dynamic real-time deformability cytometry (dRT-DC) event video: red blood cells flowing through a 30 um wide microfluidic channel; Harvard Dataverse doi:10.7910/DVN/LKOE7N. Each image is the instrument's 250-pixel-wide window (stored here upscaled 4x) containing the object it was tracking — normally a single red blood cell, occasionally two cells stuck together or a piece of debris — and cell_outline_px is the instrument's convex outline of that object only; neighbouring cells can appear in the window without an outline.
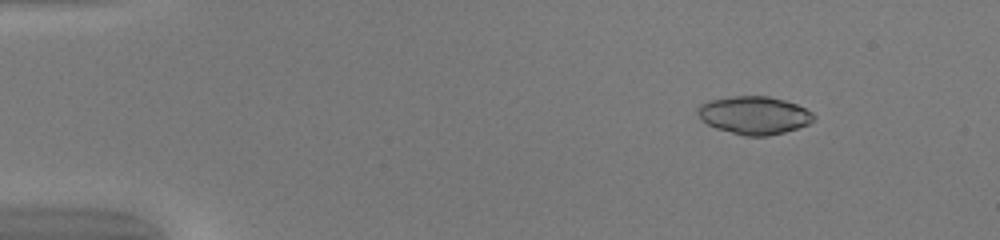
{"species": "common noctule bat (a hibernating species)", "species_latin": "Nyctalus noctula", "temperature_condition": "warm", "stored_images_in_passage": 50, "camera_frame_rate_fps": 3000, "um_per_image_px": 0.085, "animal": {"sex": "female", "body_mass_g": 20.0, "forearm_length_mm": 54.0}, "frame": {"image": 1, "passage_image": 7, "time_ms": 2.0, "image_size_px": [1000, 240], "cell_outline_px": [[816, 120], [808, 124], [784, 132], [768, 136], [744, 136], [716, 128], [700, 120], [696, 112], [696, 108], [700, 104], [708, 100], [732, 96], [768, 96], [784, 100], [796, 104], [812, 112], [816, 116]], "centroid_in_image_um": [64.08, 9.79], "position_along_channel_um": 20.9, "area_um2": 25.84}}
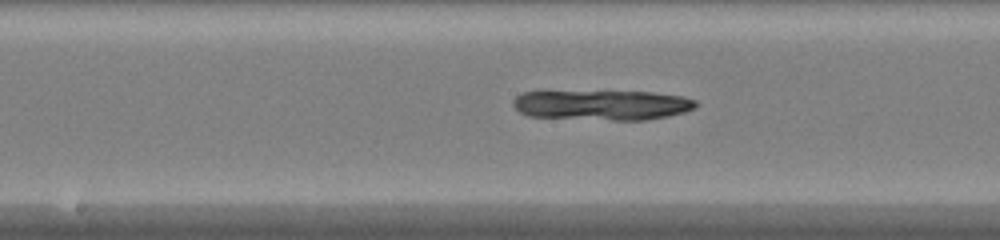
{"frame": {"image": 2, "passage_image": 27, "time_ms": 8.667, "image_size_px": [1000, 240], "cell_outline_px": [[696, 108], [684, 112], [668, 116], [644, 120], [612, 120], [528, 116], [520, 112], [512, 104], [512, 100], [520, 92], [652, 92], [684, 96], [696, 100]], "centroid_in_image_um": [51.2, 8.93], "position_along_channel_um": 197.0, "area_um2": 31.85}}
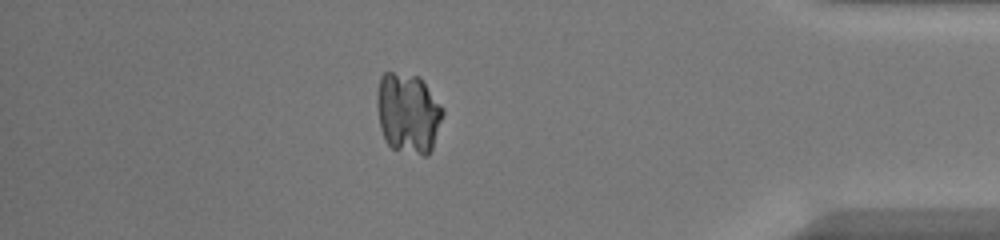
{"frame": {"image": 3, "passage_image": 44, "time_ms": 14.333, "image_size_px": [1000, 240], "cell_outline_px": [[444, 112], [432, 148], [428, 156], [424, 156], [392, 148], [384, 140], [380, 128], [376, 104], [376, 96], [380, 76], [384, 72], [392, 72], [420, 76], [444, 108]], "centroid_in_image_um": [34.68, 9.6], "position_along_channel_um": 400.5, "area_um2": 31.15}}